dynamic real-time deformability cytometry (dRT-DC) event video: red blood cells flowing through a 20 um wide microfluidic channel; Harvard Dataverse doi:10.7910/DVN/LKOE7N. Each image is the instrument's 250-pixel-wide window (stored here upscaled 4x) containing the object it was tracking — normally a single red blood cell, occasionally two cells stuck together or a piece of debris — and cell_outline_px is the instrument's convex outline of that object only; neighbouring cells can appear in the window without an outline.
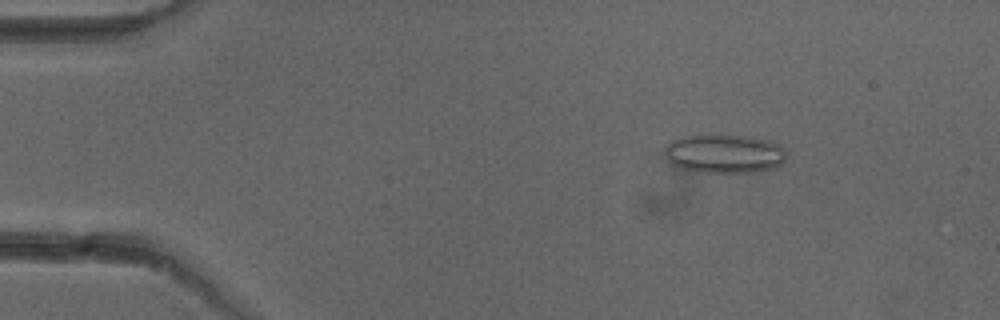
{"species": "common noctule bat (a hibernating species)", "species_latin": "Nyctalus noctula", "temperature_condition": "cold", "stored_images_in_passage": 5, "camera_frame_rate_fps": 3000, "um_per_image_px": 0.085, "animal": {"sex": "female"}, "frame": {"image": 1, "passage_image": 3, "time_ms": 2.333, "image_size_px": [1000, 320], "cell_outline_px": [[788, 156], [776, 168], [760, 172], [700, 172], [680, 168], [672, 164], [668, 160], [664, 152], [668, 144], [672, 140], [680, 136], [748, 136], [768, 140], [784, 148]], "centroid_in_image_um": [61.6, 13.08], "position_along_channel_um": 23.4, "area_um2": 27.46}}